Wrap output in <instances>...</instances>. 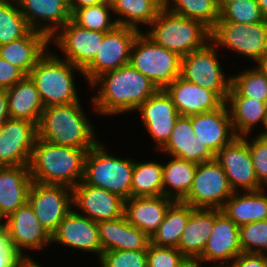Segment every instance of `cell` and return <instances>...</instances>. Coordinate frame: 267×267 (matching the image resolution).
<instances>
[{"mask_svg": "<svg viewBox=\"0 0 267 267\" xmlns=\"http://www.w3.org/2000/svg\"><path fill=\"white\" fill-rule=\"evenodd\" d=\"M98 85V93L92 97L93 109L101 115H116L136 111L159 89L131 65L107 71L91 84ZM101 85V86H100Z\"/></svg>", "mask_w": 267, "mask_h": 267, "instance_id": "1", "label": "cell"}, {"mask_svg": "<svg viewBox=\"0 0 267 267\" xmlns=\"http://www.w3.org/2000/svg\"><path fill=\"white\" fill-rule=\"evenodd\" d=\"M184 258L178 248L159 247L150 243L147 250V267H178Z\"/></svg>", "mask_w": 267, "mask_h": 267, "instance_id": "44", "label": "cell"}, {"mask_svg": "<svg viewBox=\"0 0 267 267\" xmlns=\"http://www.w3.org/2000/svg\"><path fill=\"white\" fill-rule=\"evenodd\" d=\"M31 30L16 0L0 1V45L19 39Z\"/></svg>", "mask_w": 267, "mask_h": 267, "instance_id": "38", "label": "cell"}, {"mask_svg": "<svg viewBox=\"0 0 267 267\" xmlns=\"http://www.w3.org/2000/svg\"><path fill=\"white\" fill-rule=\"evenodd\" d=\"M174 200L160 196L130 197L124 201L127 221L151 237L164 220Z\"/></svg>", "mask_w": 267, "mask_h": 267, "instance_id": "25", "label": "cell"}, {"mask_svg": "<svg viewBox=\"0 0 267 267\" xmlns=\"http://www.w3.org/2000/svg\"><path fill=\"white\" fill-rule=\"evenodd\" d=\"M226 103L236 136H249L253 127L259 122L264 126L267 103L249 97H228Z\"/></svg>", "mask_w": 267, "mask_h": 267, "instance_id": "32", "label": "cell"}, {"mask_svg": "<svg viewBox=\"0 0 267 267\" xmlns=\"http://www.w3.org/2000/svg\"><path fill=\"white\" fill-rule=\"evenodd\" d=\"M106 32L80 27L72 19L51 38L64 53V60L82 70L94 59Z\"/></svg>", "mask_w": 267, "mask_h": 267, "instance_id": "15", "label": "cell"}, {"mask_svg": "<svg viewBox=\"0 0 267 267\" xmlns=\"http://www.w3.org/2000/svg\"><path fill=\"white\" fill-rule=\"evenodd\" d=\"M100 3H104V1L103 0H75L74 6H73V11L76 8H82V7H86V6L97 5Z\"/></svg>", "mask_w": 267, "mask_h": 267, "instance_id": "51", "label": "cell"}, {"mask_svg": "<svg viewBox=\"0 0 267 267\" xmlns=\"http://www.w3.org/2000/svg\"><path fill=\"white\" fill-rule=\"evenodd\" d=\"M170 157H177L193 163L216 159V155L207 145L196 138L189 116L180 115L171 132L169 140L160 149Z\"/></svg>", "mask_w": 267, "mask_h": 267, "instance_id": "23", "label": "cell"}, {"mask_svg": "<svg viewBox=\"0 0 267 267\" xmlns=\"http://www.w3.org/2000/svg\"><path fill=\"white\" fill-rule=\"evenodd\" d=\"M163 7L164 0H118L112 14L118 16V25L140 29L138 24L149 26Z\"/></svg>", "mask_w": 267, "mask_h": 267, "instance_id": "35", "label": "cell"}, {"mask_svg": "<svg viewBox=\"0 0 267 267\" xmlns=\"http://www.w3.org/2000/svg\"><path fill=\"white\" fill-rule=\"evenodd\" d=\"M228 97H249L267 103V79L256 68L231 76Z\"/></svg>", "mask_w": 267, "mask_h": 267, "instance_id": "39", "label": "cell"}, {"mask_svg": "<svg viewBox=\"0 0 267 267\" xmlns=\"http://www.w3.org/2000/svg\"><path fill=\"white\" fill-rule=\"evenodd\" d=\"M145 34L156 44L180 57L201 49L210 41L211 30L202 22L186 18L163 7Z\"/></svg>", "mask_w": 267, "mask_h": 267, "instance_id": "4", "label": "cell"}, {"mask_svg": "<svg viewBox=\"0 0 267 267\" xmlns=\"http://www.w3.org/2000/svg\"><path fill=\"white\" fill-rule=\"evenodd\" d=\"M102 253L116 250H148L150 237L131 225L123 215L98 223Z\"/></svg>", "mask_w": 267, "mask_h": 267, "instance_id": "26", "label": "cell"}, {"mask_svg": "<svg viewBox=\"0 0 267 267\" xmlns=\"http://www.w3.org/2000/svg\"><path fill=\"white\" fill-rule=\"evenodd\" d=\"M106 148L98 142L87 151L83 181L121 196L131 197L134 161L107 154Z\"/></svg>", "mask_w": 267, "mask_h": 267, "instance_id": "6", "label": "cell"}, {"mask_svg": "<svg viewBox=\"0 0 267 267\" xmlns=\"http://www.w3.org/2000/svg\"><path fill=\"white\" fill-rule=\"evenodd\" d=\"M8 112L12 119H26L37 126L40 122L44 106L34 82L29 76L6 90Z\"/></svg>", "mask_w": 267, "mask_h": 267, "instance_id": "31", "label": "cell"}, {"mask_svg": "<svg viewBox=\"0 0 267 267\" xmlns=\"http://www.w3.org/2000/svg\"><path fill=\"white\" fill-rule=\"evenodd\" d=\"M217 58V48L209 41L201 49L195 50L181 58V77L214 91L224 102L231 89V76L225 77ZM227 78V79H226Z\"/></svg>", "mask_w": 267, "mask_h": 267, "instance_id": "9", "label": "cell"}, {"mask_svg": "<svg viewBox=\"0 0 267 267\" xmlns=\"http://www.w3.org/2000/svg\"><path fill=\"white\" fill-rule=\"evenodd\" d=\"M196 138L216 155L223 146L236 137L230 110L225 102L217 110L189 116Z\"/></svg>", "mask_w": 267, "mask_h": 267, "instance_id": "22", "label": "cell"}, {"mask_svg": "<svg viewBox=\"0 0 267 267\" xmlns=\"http://www.w3.org/2000/svg\"><path fill=\"white\" fill-rule=\"evenodd\" d=\"M220 17L224 21L253 24L263 21L257 0H236L228 3L221 11Z\"/></svg>", "mask_w": 267, "mask_h": 267, "instance_id": "42", "label": "cell"}, {"mask_svg": "<svg viewBox=\"0 0 267 267\" xmlns=\"http://www.w3.org/2000/svg\"><path fill=\"white\" fill-rule=\"evenodd\" d=\"M214 225V209L195 208L182 232L178 249L185 258H199Z\"/></svg>", "mask_w": 267, "mask_h": 267, "instance_id": "29", "label": "cell"}, {"mask_svg": "<svg viewBox=\"0 0 267 267\" xmlns=\"http://www.w3.org/2000/svg\"><path fill=\"white\" fill-rule=\"evenodd\" d=\"M194 209L187 203L174 201L169 206L159 228L150 237V243L159 247L178 248L182 232Z\"/></svg>", "mask_w": 267, "mask_h": 267, "instance_id": "33", "label": "cell"}, {"mask_svg": "<svg viewBox=\"0 0 267 267\" xmlns=\"http://www.w3.org/2000/svg\"><path fill=\"white\" fill-rule=\"evenodd\" d=\"M26 260L12 247L8 230L0 223V267H22Z\"/></svg>", "mask_w": 267, "mask_h": 267, "instance_id": "46", "label": "cell"}, {"mask_svg": "<svg viewBox=\"0 0 267 267\" xmlns=\"http://www.w3.org/2000/svg\"><path fill=\"white\" fill-rule=\"evenodd\" d=\"M164 7L180 16L200 21L210 30L220 18L218 0H164Z\"/></svg>", "mask_w": 267, "mask_h": 267, "instance_id": "37", "label": "cell"}, {"mask_svg": "<svg viewBox=\"0 0 267 267\" xmlns=\"http://www.w3.org/2000/svg\"><path fill=\"white\" fill-rule=\"evenodd\" d=\"M228 265V267H267V255L242 252Z\"/></svg>", "mask_w": 267, "mask_h": 267, "instance_id": "48", "label": "cell"}, {"mask_svg": "<svg viewBox=\"0 0 267 267\" xmlns=\"http://www.w3.org/2000/svg\"><path fill=\"white\" fill-rule=\"evenodd\" d=\"M163 164L135 162L131 185V197L163 195Z\"/></svg>", "mask_w": 267, "mask_h": 267, "instance_id": "36", "label": "cell"}, {"mask_svg": "<svg viewBox=\"0 0 267 267\" xmlns=\"http://www.w3.org/2000/svg\"><path fill=\"white\" fill-rule=\"evenodd\" d=\"M104 3L108 4L109 6L113 7L118 0H103Z\"/></svg>", "mask_w": 267, "mask_h": 267, "instance_id": "58", "label": "cell"}, {"mask_svg": "<svg viewBox=\"0 0 267 267\" xmlns=\"http://www.w3.org/2000/svg\"><path fill=\"white\" fill-rule=\"evenodd\" d=\"M263 127H264L265 131L260 132V133L257 134V135H259L261 138L267 140V118H266V120H265V123H264V126H263Z\"/></svg>", "mask_w": 267, "mask_h": 267, "instance_id": "57", "label": "cell"}, {"mask_svg": "<svg viewBox=\"0 0 267 267\" xmlns=\"http://www.w3.org/2000/svg\"><path fill=\"white\" fill-rule=\"evenodd\" d=\"M6 219L1 224L8 230L12 247L27 259L31 257L25 255L23 249L41 250L52 244L51 235L41 225L28 201Z\"/></svg>", "mask_w": 267, "mask_h": 267, "instance_id": "16", "label": "cell"}, {"mask_svg": "<svg viewBox=\"0 0 267 267\" xmlns=\"http://www.w3.org/2000/svg\"><path fill=\"white\" fill-rule=\"evenodd\" d=\"M251 140V141H250ZM247 139V145L251 153L254 170L258 182L267 185V140L259 135L253 139Z\"/></svg>", "mask_w": 267, "mask_h": 267, "instance_id": "45", "label": "cell"}, {"mask_svg": "<svg viewBox=\"0 0 267 267\" xmlns=\"http://www.w3.org/2000/svg\"><path fill=\"white\" fill-rule=\"evenodd\" d=\"M164 90L172 98L176 110L182 116L211 112L225 103L214 91L204 89L181 76Z\"/></svg>", "mask_w": 267, "mask_h": 267, "instance_id": "21", "label": "cell"}, {"mask_svg": "<svg viewBox=\"0 0 267 267\" xmlns=\"http://www.w3.org/2000/svg\"><path fill=\"white\" fill-rule=\"evenodd\" d=\"M112 7L106 3L76 8L71 13V19L80 27L98 32H109L118 24L111 21Z\"/></svg>", "mask_w": 267, "mask_h": 267, "instance_id": "40", "label": "cell"}, {"mask_svg": "<svg viewBox=\"0 0 267 267\" xmlns=\"http://www.w3.org/2000/svg\"><path fill=\"white\" fill-rule=\"evenodd\" d=\"M197 164L177 157L163 164V195L182 201L191 189Z\"/></svg>", "mask_w": 267, "mask_h": 267, "instance_id": "34", "label": "cell"}, {"mask_svg": "<svg viewBox=\"0 0 267 267\" xmlns=\"http://www.w3.org/2000/svg\"><path fill=\"white\" fill-rule=\"evenodd\" d=\"M233 193L224 169L214 159L197 164L191 189L182 202L193 208L221 210Z\"/></svg>", "mask_w": 267, "mask_h": 267, "instance_id": "10", "label": "cell"}, {"mask_svg": "<svg viewBox=\"0 0 267 267\" xmlns=\"http://www.w3.org/2000/svg\"><path fill=\"white\" fill-rule=\"evenodd\" d=\"M29 165L0 167V223L28 201Z\"/></svg>", "mask_w": 267, "mask_h": 267, "instance_id": "27", "label": "cell"}, {"mask_svg": "<svg viewBox=\"0 0 267 267\" xmlns=\"http://www.w3.org/2000/svg\"><path fill=\"white\" fill-rule=\"evenodd\" d=\"M210 41L255 62L267 53V19L253 24L224 21L221 17L211 29Z\"/></svg>", "mask_w": 267, "mask_h": 267, "instance_id": "8", "label": "cell"}, {"mask_svg": "<svg viewBox=\"0 0 267 267\" xmlns=\"http://www.w3.org/2000/svg\"><path fill=\"white\" fill-rule=\"evenodd\" d=\"M72 13L75 0H60Z\"/></svg>", "mask_w": 267, "mask_h": 267, "instance_id": "55", "label": "cell"}, {"mask_svg": "<svg viewBox=\"0 0 267 267\" xmlns=\"http://www.w3.org/2000/svg\"><path fill=\"white\" fill-rule=\"evenodd\" d=\"M80 102L45 107L37 126L38 138L57 145L84 148L98 143L92 124Z\"/></svg>", "mask_w": 267, "mask_h": 267, "instance_id": "3", "label": "cell"}, {"mask_svg": "<svg viewBox=\"0 0 267 267\" xmlns=\"http://www.w3.org/2000/svg\"><path fill=\"white\" fill-rule=\"evenodd\" d=\"M101 267H147V250H116L103 252Z\"/></svg>", "mask_w": 267, "mask_h": 267, "instance_id": "43", "label": "cell"}, {"mask_svg": "<svg viewBox=\"0 0 267 267\" xmlns=\"http://www.w3.org/2000/svg\"><path fill=\"white\" fill-rule=\"evenodd\" d=\"M181 58L156 44L141 31L134 40L129 65L145 75L159 90H163L180 77Z\"/></svg>", "mask_w": 267, "mask_h": 267, "instance_id": "7", "label": "cell"}, {"mask_svg": "<svg viewBox=\"0 0 267 267\" xmlns=\"http://www.w3.org/2000/svg\"><path fill=\"white\" fill-rule=\"evenodd\" d=\"M10 118L6 90H0V127Z\"/></svg>", "mask_w": 267, "mask_h": 267, "instance_id": "49", "label": "cell"}, {"mask_svg": "<svg viewBox=\"0 0 267 267\" xmlns=\"http://www.w3.org/2000/svg\"><path fill=\"white\" fill-rule=\"evenodd\" d=\"M258 64L255 68L261 72L267 79V53L256 61Z\"/></svg>", "mask_w": 267, "mask_h": 267, "instance_id": "52", "label": "cell"}, {"mask_svg": "<svg viewBox=\"0 0 267 267\" xmlns=\"http://www.w3.org/2000/svg\"><path fill=\"white\" fill-rule=\"evenodd\" d=\"M240 253L239 226L222 210L214 209L213 229L199 258L205 263L220 261L217 267H228L227 263L231 264Z\"/></svg>", "mask_w": 267, "mask_h": 267, "instance_id": "18", "label": "cell"}, {"mask_svg": "<svg viewBox=\"0 0 267 267\" xmlns=\"http://www.w3.org/2000/svg\"><path fill=\"white\" fill-rule=\"evenodd\" d=\"M83 70L58 55L46 52L30 71L29 77L39 92L45 107L80 102L75 88L74 70Z\"/></svg>", "mask_w": 267, "mask_h": 267, "instance_id": "5", "label": "cell"}, {"mask_svg": "<svg viewBox=\"0 0 267 267\" xmlns=\"http://www.w3.org/2000/svg\"><path fill=\"white\" fill-rule=\"evenodd\" d=\"M87 150L36 138L29 164L32 181L75 187L83 180Z\"/></svg>", "mask_w": 267, "mask_h": 267, "instance_id": "2", "label": "cell"}, {"mask_svg": "<svg viewBox=\"0 0 267 267\" xmlns=\"http://www.w3.org/2000/svg\"><path fill=\"white\" fill-rule=\"evenodd\" d=\"M28 203L41 225L52 235L73 207L72 188L32 181L28 192Z\"/></svg>", "mask_w": 267, "mask_h": 267, "instance_id": "12", "label": "cell"}, {"mask_svg": "<svg viewBox=\"0 0 267 267\" xmlns=\"http://www.w3.org/2000/svg\"><path fill=\"white\" fill-rule=\"evenodd\" d=\"M124 201L121 196L103 188L88 185L83 180L72 188V205L97 223L123 216Z\"/></svg>", "mask_w": 267, "mask_h": 267, "instance_id": "17", "label": "cell"}, {"mask_svg": "<svg viewBox=\"0 0 267 267\" xmlns=\"http://www.w3.org/2000/svg\"><path fill=\"white\" fill-rule=\"evenodd\" d=\"M264 189L244 191L242 195L234 191L221 210L239 227L267 220V195Z\"/></svg>", "mask_w": 267, "mask_h": 267, "instance_id": "30", "label": "cell"}, {"mask_svg": "<svg viewBox=\"0 0 267 267\" xmlns=\"http://www.w3.org/2000/svg\"><path fill=\"white\" fill-rule=\"evenodd\" d=\"M200 258H184L178 267H202Z\"/></svg>", "mask_w": 267, "mask_h": 267, "instance_id": "50", "label": "cell"}, {"mask_svg": "<svg viewBox=\"0 0 267 267\" xmlns=\"http://www.w3.org/2000/svg\"><path fill=\"white\" fill-rule=\"evenodd\" d=\"M262 16L267 19V0H257Z\"/></svg>", "mask_w": 267, "mask_h": 267, "instance_id": "53", "label": "cell"}, {"mask_svg": "<svg viewBox=\"0 0 267 267\" xmlns=\"http://www.w3.org/2000/svg\"><path fill=\"white\" fill-rule=\"evenodd\" d=\"M50 38L37 30L10 43L0 45V57L19 68L26 76L47 52Z\"/></svg>", "mask_w": 267, "mask_h": 267, "instance_id": "28", "label": "cell"}, {"mask_svg": "<svg viewBox=\"0 0 267 267\" xmlns=\"http://www.w3.org/2000/svg\"><path fill=\"white\" fill-rule=\"evenodd\" d=\"M140 32L120 25L106 32L94 59L83 69L85 80L91 84L101 74L128 65L134 40Z\"/></svg>", "mask_w": 267, "mask_h": 267, "instance_id": "11", "label": "cell"}, {"mask_svg": "<svg viewBox=\"0 0 267 267\" xmlns=\"http://www.w3.org/2000/svg\"><path fill=\"white\" fill-rule=\"evenodd\" d=\"M233 1H236V0H218V6H219V9L220 11L230 2H233Z\"/></svg>", "mask_w": 267, "mask_h": 267, "instance_id": "56", "label": "cell"}, {"mask_svg": "<svg viewBox=\"0 0 267 267\" xmlns=\"http://www.w3.org/2000/svg\"><path fill=\"white\" fill-rule=\"evenodd\" d=\"M16 1L29 27L46 34L49 38L71 19L70 10L60 0ZM40 21H46V24Z\"/></svg>", "mask_w": 267, "mask_h": 267, "instance_id": "24", "label": "cell"}, {"mask_svg": "<svg viewBox=\"0 0 267 267\" xmlns=\"http://www.w3.org/2000/svg\"><path fill=\"white\" fill-rule=\"evenodd\" d=\"M26 75L16 66L0 57V90H7Z\"/></svg>", "mask_w": 267, "mask_h": 267, "instance_id": "47", "label": "cell"}, {"mask_svg": "<svg viewBox=\"0 0 267 267\" xmlns=\"http://www.w3.org/2000/svg\"><path fill=\"white\" fill-rule=\"evenodd\" d=\"M22 267H41L38 263H35L32 259H27Z\"/></svg>", "mask_w": 267, "mask_h": 267, "instance_id": "54", "label": "cell"}, {"mask_svg": "<svg viewBox=\"0 0 267 267\" xmlns=\"http://www.w3.org/2000/svg\"><path fill=\"white\" fill-rule=\"evenodd\" d=\"M151 137L160 150L169 140L175 123L180 116L166 91L158 90L136 110Z\"/></svg>", "mask_w": 267, "mask_h": 267, "instance_id": "19", "label": "cell"}, {"mask_svg": "<svg viewBox=\"0 0 267 267\" xmlns=\"http://www.w3.org/2000/svg\"><path fill=\"white\" fill-rule=\"evenodd\" d=\"M239 236L243 253H267V220L240 226Z\"/></svg>", "mask_w": 267, "mask_h": 267, "instance_id": "41", "label": "cell"}, {"mask_svg": "<svg viewBox=\"0 0 267 267\" xmlns=\"http://www.w3.org/2000/svg\"><path fill=\"white\" fill-rule=\"evenodd\" d=\"M234 191H257L263 189L255 174L247 137L236 136L216 154Z\"/></svg>", "mask_w": 267, "mask_h": 267, "instance_id": "13", "label": "cell"}, {"mask_svg": "<svg viewBox=\"0 0 267 267\" xmlns=\"http://www.w3.org/2000/svg\"><path fill=\"white\" fill-rule=\"evenodd\" d=\"M37 137L34 122L7 119L0 127V167L29 165Z\"/></svg>", "mask_w": 267, "mask_h": 267, "instance_id": "14", "label": "cell"}, {"mask_svg": "<svg viewBox=\"0 0 267 267\" xmlns=\"http://www.w3.org/2000/svg\"><path fill=\"white\" fill-rule=\"evenodd\" d=\"M59 243L76 250L96 253L98 259L102 254L98 223L81 213L71 211L60 222L51 235V243Z\"/></svg>", "mask_w": 267, "mask_h": 267, "instance_id": "20", "label": "cell"}]
</instances>
